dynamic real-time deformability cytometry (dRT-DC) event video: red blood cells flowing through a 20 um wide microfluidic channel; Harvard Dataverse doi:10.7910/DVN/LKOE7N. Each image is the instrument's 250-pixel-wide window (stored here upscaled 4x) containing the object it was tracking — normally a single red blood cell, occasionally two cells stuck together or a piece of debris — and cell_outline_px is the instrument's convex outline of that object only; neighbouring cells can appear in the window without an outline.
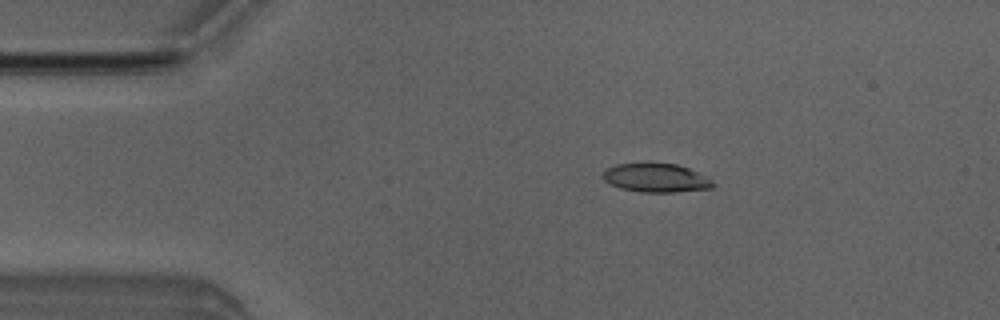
{"species": "Egyptian fruit bat (a non-hibernating species)", "species_latin": "Rousettus aegyptiacus", "temperature_condition": "room temperature", "stored_images_in_passage": 2, "camera_frame_rate_fps": 3000, "um_per_image_px": 0.085, "animal": {"sex": "male"}, "frame": {"image": 1, "passage_image": 1, "time_ms": 0.0, "image_size_px": [1000, 320], "cell_outline_px": [[716, 184], [712, 188], [676, 192], [640, 192], [620, 188], [604, 180], [604, 172], [608, 168], [616, 164], [676, 164], [688, 168], [708, 176]], "centroid_in_image_um": [55.83, 15.13], "position_along_channel_um": 29.2, "area_um2": 18.21}}